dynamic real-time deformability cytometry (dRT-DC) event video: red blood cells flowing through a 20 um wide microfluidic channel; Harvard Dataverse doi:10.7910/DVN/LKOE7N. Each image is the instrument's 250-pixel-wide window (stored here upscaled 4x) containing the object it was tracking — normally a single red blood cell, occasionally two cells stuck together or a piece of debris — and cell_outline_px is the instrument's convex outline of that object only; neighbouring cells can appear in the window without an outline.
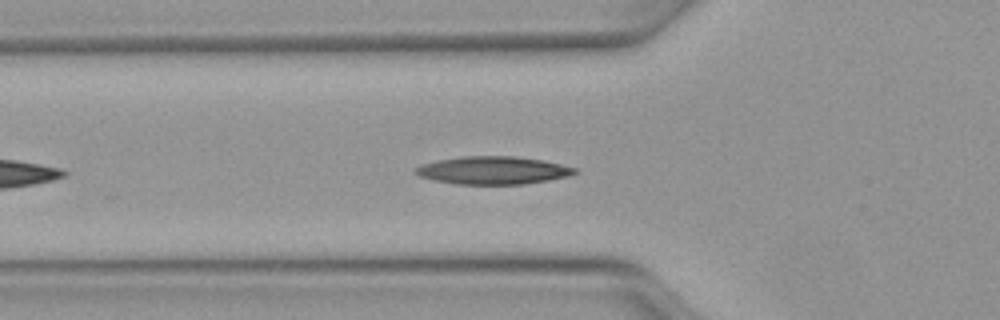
{"species": "Egyptian fruit bat (a non-hibernating species)", "species_latin": "Rousettus aegyptiacus", "temperature_condition": "warm", "stored_images_in_passage": 36, "camera_frame_rate_fps": 3000, "um_per_image_px": 0.085, "animal": {"sex": "female"}, "frame": {"image": 1, "passage_image": 6, "time_ms": 1.667, "image_size_px": [1000, 320], "cell_outline_px": [[580, 172], [568, 176], [548, 180], [524, 184], [456, 184], [432, 180], [420, 176], [412, 172], [412, 168], [436, 160], [460, 156], [516, 156], [544, 160], [576, 168]], "centroid_in_image_um": [41.88, 14.47], "position_along_channel_um": 83.9, "area_um2": 26.07}}
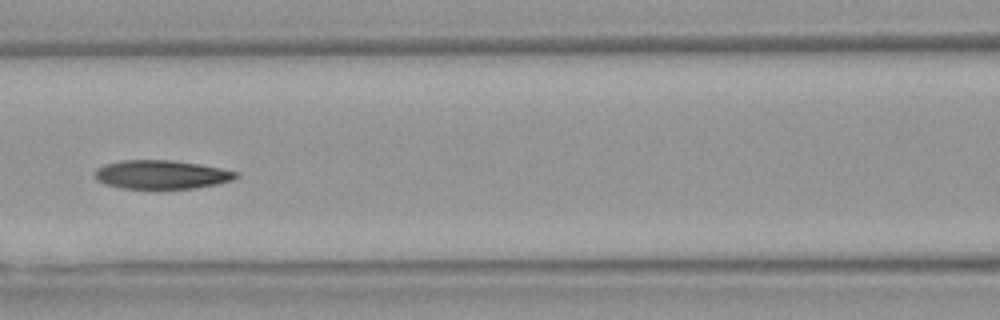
{"frame": {"image": 2, "passage_image": 11, "time_ms": 3.333, "image_size_px": [1000, 320], "cell_outline_px": [[240, 176], [232, 180], [216, 184], [196, 188], [124, 188], [104, 184], [96, 180], [92, 176], [92, 172], [96, 168], [104, 164], [120, 160], [172, 160], [220, 168], [236, 172]], "centroid_in_image_um": [13.64, 14.83], "position_along_channel_um": 153.0, "area_um2": 23.64}}
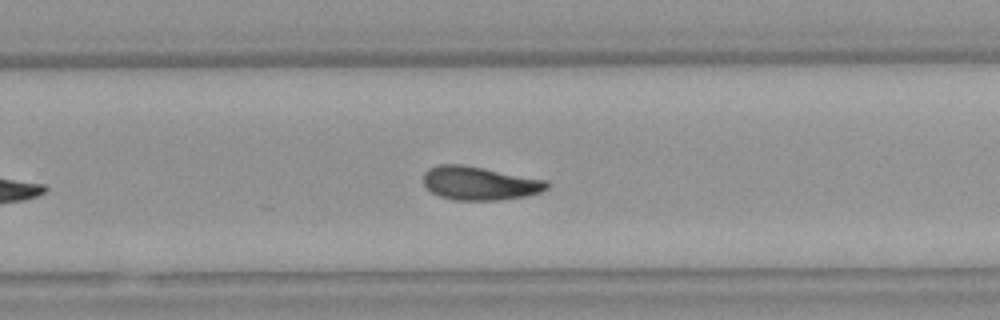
{"frame": {"image": 3, "passage_image": 21, "time_ms": 6.667, "image_size_px": [1000, 320], "cell_outline_px": [[548, 188], [540, 192], [524, 196], [500, 200], [452, 200], [440, 196], [432, 192], [424, 184], [424, 172], [428, 168], [440, 164], [460, 164], [548, 180]], "centroid_in_image_um": [40.75, 15.58], "position_along_channel_um": 289.0, "area_um2": 23.99}, "authors_computed_cell_mechanics": {"area_um2": 23.9003, "velocity_mm_per_s": 4.1105, "shape_relaxation_time_tau1_ms": 9.4782, "shape_relaxation_time_tau2_ms": 7.2395, "deformation_change_tau1": 0.2447, "deformation_change_tau2": 0.1586}}